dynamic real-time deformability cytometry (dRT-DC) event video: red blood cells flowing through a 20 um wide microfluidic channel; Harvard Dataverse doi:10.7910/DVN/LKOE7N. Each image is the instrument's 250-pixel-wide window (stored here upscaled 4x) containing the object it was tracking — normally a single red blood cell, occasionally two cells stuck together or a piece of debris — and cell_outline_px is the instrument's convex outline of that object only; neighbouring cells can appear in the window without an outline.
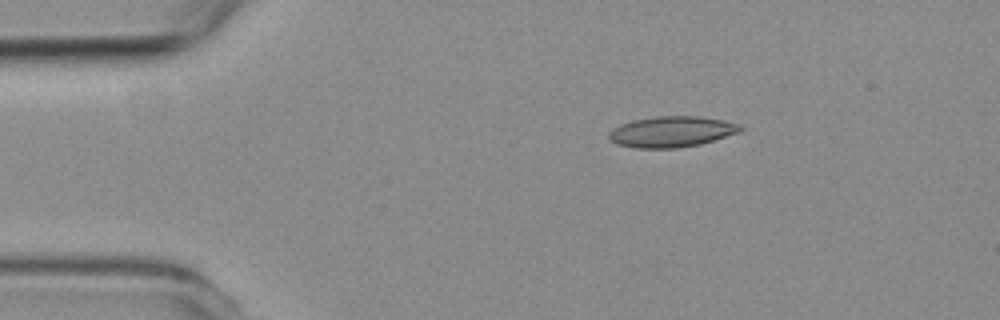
{"species": "common noctule bat (a hibernating species)", "species_latin": "Nyctalus noctula", "temperature_condition": "room temperature", "stored_images_in_passage": 6, "camera_frame_rate_fps": 3000, "um_per_image_px": 0.085, "animal": {"sex": "female", "body_mass_g": 19.3, "forearm_length_mm": 54.1}, "frame": {"image": 1, "passage_image": 2, "time_ms": 1.333, "image_size_px": [1000, 320], "cell_outline_px": [[744, 128], [740, 132], [700, 144], [676, 148], [636, 148], [616, 144], [608, 136], [608, 132], [612, 128], [620, 124], [632, 120], [656, 116], [700, 116], [724, 120], [740, 124]], "centroid_in_image_um": [57.08, 11.19], "position_along_channel_um": 27.9, "area_um2": 23.76}}
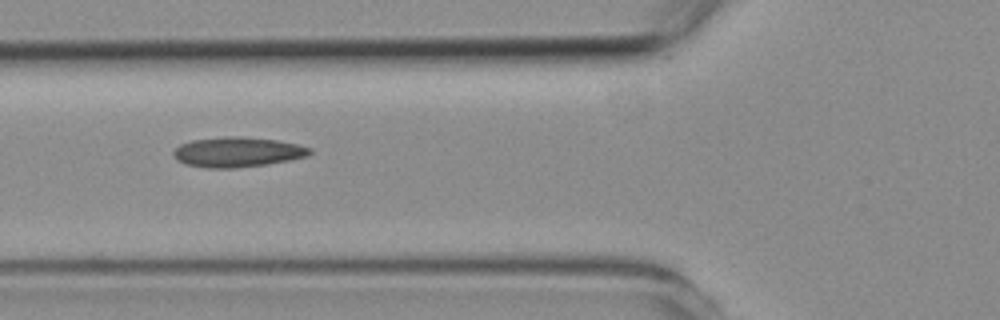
{"frame": {"image": 2, "passage_image": 5, "time_ms": 4.667, "image_size_px": [1000, 320], "cell_outline_px": [[312, 152], [308, 156], [268, 164], [236, 168], [208, 168], [184, 164], [176, 160], [172, 152], [180, 144], [192, 140], [228, 136], [240, 136], [276, 140], [296, 144], [312, 148]], "centroid_in_image_um": [20.17, 12.93], "position_along_channel_um": 105.6, "area_um2": 23.87}}
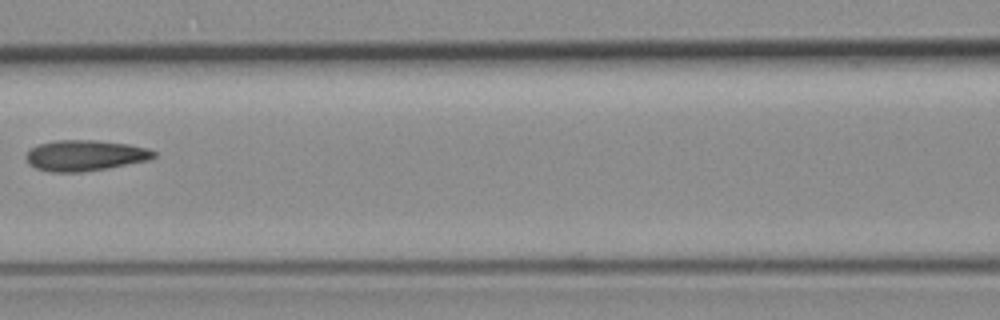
{"frame": {"image": 3, "passage_image": 6, "time_ms": 6.0, "image_size_px": [1000, 320], "cell_outline_px": [[156, 156], [148, 160], [108, 168], [84, 172], [48, 172], [36, 168], [28, 164], [24, 156], [36, 144], [56, 140], [96, 140], [128, 144], [148, 148], [156, 152]], "centroid_in_image_um": [7.2, 13.22], "position_along_channel_um": 159.4, "area_um2": 23.12}}